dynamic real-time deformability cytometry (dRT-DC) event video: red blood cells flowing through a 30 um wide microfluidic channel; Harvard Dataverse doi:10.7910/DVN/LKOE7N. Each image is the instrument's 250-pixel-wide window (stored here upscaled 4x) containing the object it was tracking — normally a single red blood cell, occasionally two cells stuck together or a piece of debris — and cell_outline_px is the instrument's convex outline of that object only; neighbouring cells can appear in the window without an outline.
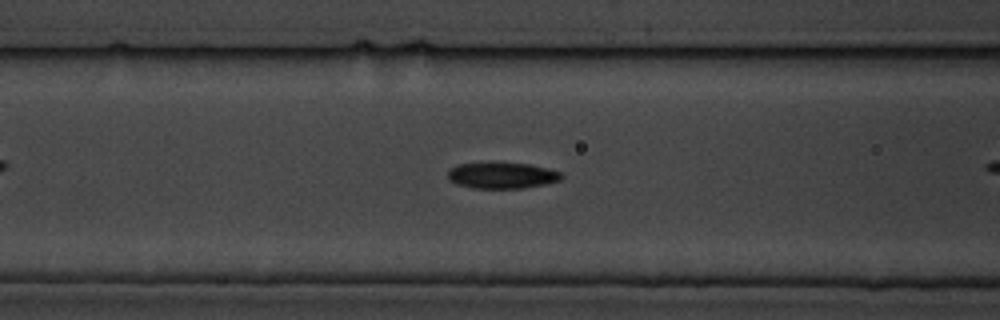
{"species": "common noctule bat (a hibernating species)", "species_latin": "Nyctalus noctula", "temperature_condition": "cold", "stored_images_in_passage": 32, "camera_frame_rate_fps": 3000, "um_per_image_px": 0.085, "animal": {"sex": "male", "body_mass_g": 19.5, "forearm_length_mm": 54.6}, "frame": {"image": 1, "passage_image": 9, "time_ms": 2.667, "image_size_px": [1000, 320], "cell_outline_px": [[564, 176], [560, 180], [544, 184], [524, 188], [472, 188], [456, 184], [448, 180], [448, 172], [456, 164], [528, 164], [548, 168], [560, 172]], "centroid_in_image_um": [42.67, 14.94], "position_along_channel_um": 123.9, "area_um2": 16.94}}
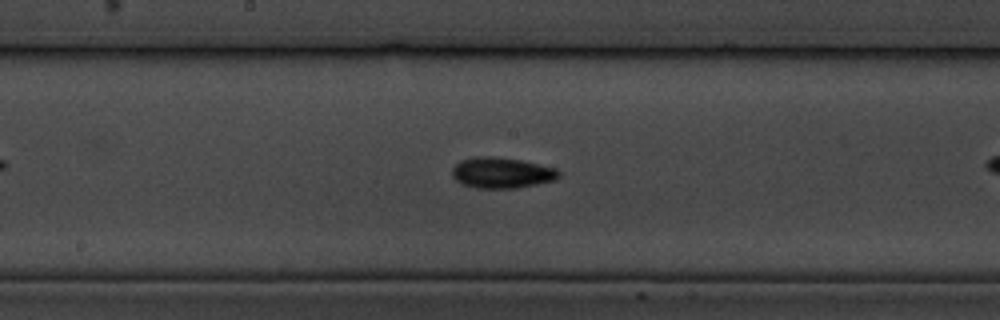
{"frame": {"image": 2, "passage_image": 16, "time_ms": 5.0, "image_size_px": [1000, 320], "cell_outline_px": [[560, 176], [556, 180], [516, 188], [476, 188], [460, 184], [452, 176], [452, 168], [460, 160], [476, 156], [492, 156], [520, 160], [556, 168], [560, 172]], "centroid_in_image_um": [42.62, 14.69], "position_along_channel_um": 205.6, "area_um2": 19.25}}
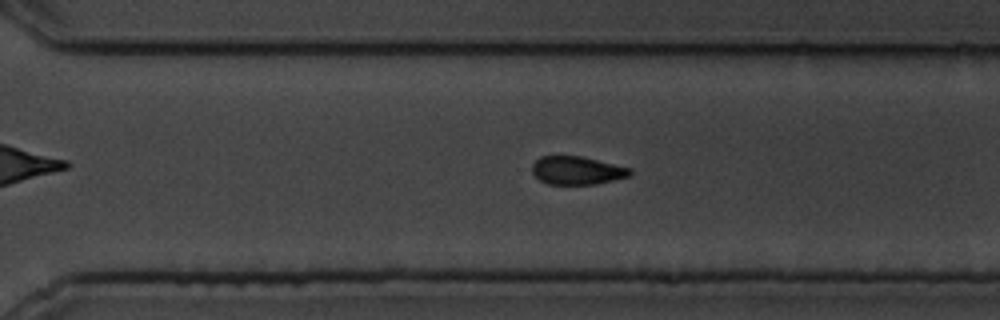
{"frame": {"image": 3, "passage_image": 26, "time_ms": 8.333, "image_size_px": [1000, 320], "cell_outline_px": [[632, 176], [596, 184], [548, 184], [540, 180], [532, 172], [532, 164], [540, 156], [580, 156], [632, 168]], "centroid_in_image_um": [49.07, 14.49], "position_along_channel_um": 321.5, "area_um2": 16.13}}